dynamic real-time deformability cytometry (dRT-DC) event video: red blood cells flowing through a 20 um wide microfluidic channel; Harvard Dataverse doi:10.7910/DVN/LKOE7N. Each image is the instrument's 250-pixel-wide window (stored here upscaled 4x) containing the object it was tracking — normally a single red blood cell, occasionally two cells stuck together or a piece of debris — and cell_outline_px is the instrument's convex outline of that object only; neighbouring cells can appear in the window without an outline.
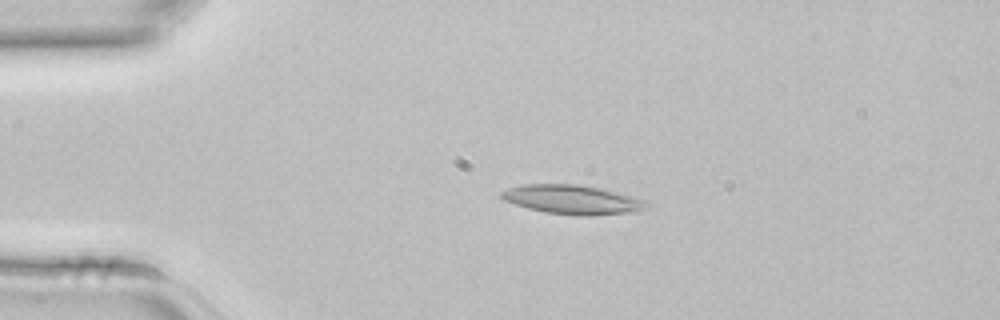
{"species": "common noctule bat (a hibernating species)", "species_latin": "Nyctalus noctula", "temperature_condition": "room temperature", "stored_images_in_passage": 3, "camera_frame_rate_fps": 3000, "um_per_image_px": 0.085, "animal": {"sex": "female", "body_mass_g": 22.7, "forearm_length_mm": 54.2}, "frame": {"image": 1, "passage_image": 2, "time_ms": 0.333, "image_size_px": [1000, 320], "cell_outline_px": [[652, 204], [640, 212], [592, 216], [580, 216], [544, 212], [528, 208], [504, 200], [500, 196], [500, 192], [508, 188], [520, 184], [576, 184], [600, 188], [648, 200]], "centroid_in_image_um": [48.73, 16.98], "position_along_channel_um": 36.3, "area_um2": 25.09}}